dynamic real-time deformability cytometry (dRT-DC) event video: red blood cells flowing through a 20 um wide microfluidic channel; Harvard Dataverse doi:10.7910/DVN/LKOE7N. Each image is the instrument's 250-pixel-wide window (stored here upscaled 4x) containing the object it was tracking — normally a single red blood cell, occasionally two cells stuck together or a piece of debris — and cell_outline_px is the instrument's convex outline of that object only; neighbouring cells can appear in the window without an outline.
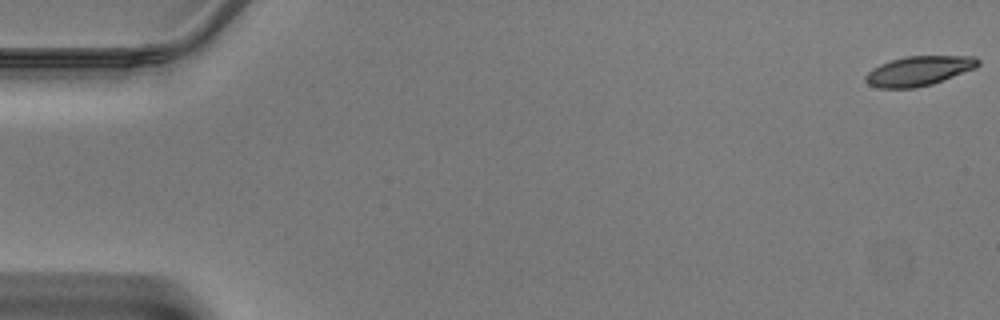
{"species": "Egyptian fruit bat (a non-hibernating species)", "species_latin": "Rousettus aegyptiacus", "temperature_condition": "warm", "stored_images_in_passage": 16, "camera_frame_rate_fps": 3000, "um_per_image_px": 0.085, "animal": {"sex": "male"}, "frame": {"image": 1, "passage_image": 1, "time_ms": 0.0, "image_size_px": [1000, 320], "cell_outline_px": [[976, 64], [936, 80], [924, 84], [876, 84], [892, 64], [900, 60], [928, 56], [976, 60]], "centroid_in_image_um": [78.47, 5.95], "position_along_channel_um": 6.5, "area_um2": 13.06}}
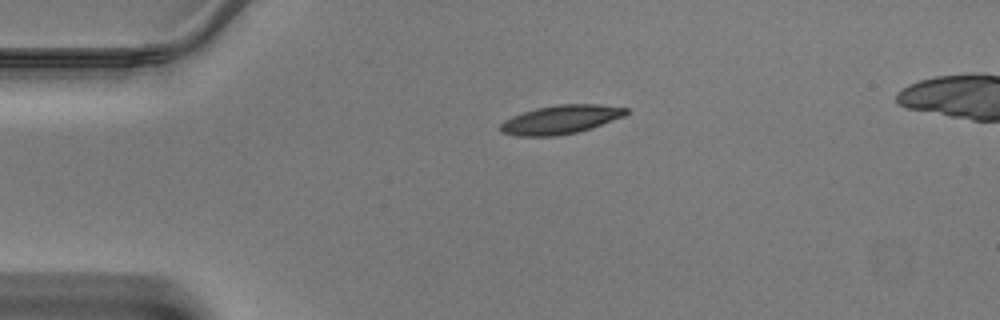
{"frame": {"image": 2, "passage_image": 11, "time_ms": 3.333, "image_size_px": [1000, 320], "cell_outline_px": [[624, 112], [604, 120], [580, 128], [564, 132], [524, 132], [536, 112], [552, 108], [604, 108]], "centroid_in_image_um": [48.26, 10.11], "position_along_channel_um": 36.7, "area_um2": 11.68}}